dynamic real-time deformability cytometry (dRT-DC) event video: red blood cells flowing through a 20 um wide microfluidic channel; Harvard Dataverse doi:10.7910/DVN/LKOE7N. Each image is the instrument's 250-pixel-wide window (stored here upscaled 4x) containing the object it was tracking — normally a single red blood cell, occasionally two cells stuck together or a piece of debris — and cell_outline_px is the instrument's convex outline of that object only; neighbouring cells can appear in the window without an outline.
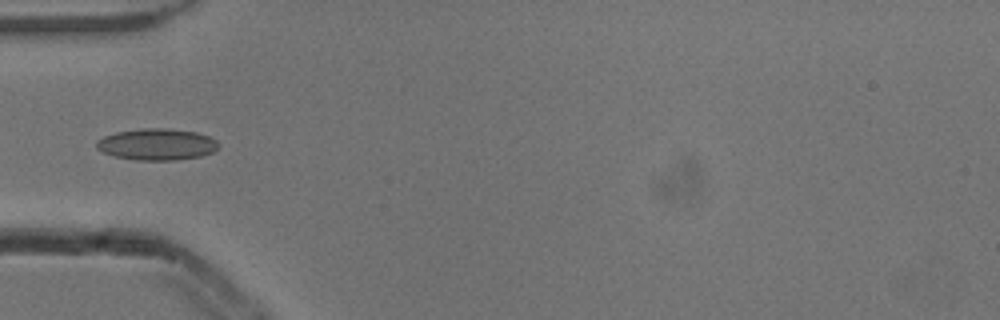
{"species": "common noctule bat (a hibernating species)", "species_latin": "Nyctalus noctula", "temperature_condition": "cold", "stored_images_in_passage": 4, "camera_frame_rate_fps": 3000, "um_per_image_px": 0.085, "animal": {"sex": "male", "body_mass_g": 13.3}, "frame": {"image": 1, "passage_image": 4, "time_ms": 1.0, "image_size_px": [1000, 320], "cell_outline_px": [[216, 148], [212, 152], [200, 156], [176, 160], [136, 160], [116, 156], [104, 152], [96, 148], [96, 140], [104, 136], [116, 132], [140, 128], [164, 128], [196, 132], [208, 136], [216, 140]], "centroid_in_image_um": [13.29, 12.26], "position_along_channel_um": 71.7, "area_um2": 22.2}}